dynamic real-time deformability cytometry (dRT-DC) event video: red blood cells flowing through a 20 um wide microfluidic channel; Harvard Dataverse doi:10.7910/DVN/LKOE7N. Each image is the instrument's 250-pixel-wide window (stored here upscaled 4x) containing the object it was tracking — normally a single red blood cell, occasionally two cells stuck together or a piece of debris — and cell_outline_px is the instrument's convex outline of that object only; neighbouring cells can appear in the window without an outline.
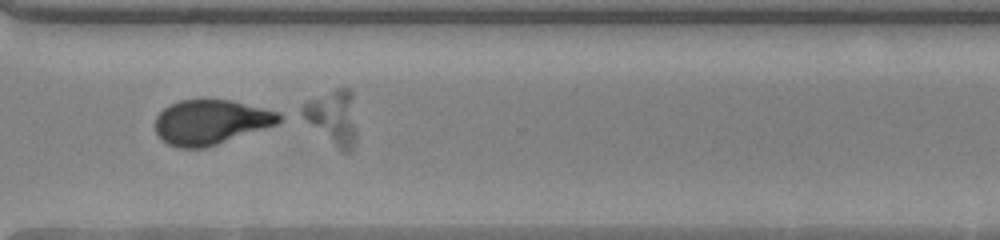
{"species": "human", "species_latin": "Homo sapiens", "temperature_condition": "warm", "stored_images_in_passage": 53, "segment_of_instrument_passage": [2, 2], "camera_frame_rate_fps": 3000, "um_per_image_px": 0.085, "donor": {"sex": "female"}, "frame": {"image": 1, "passage_image": 40, "time_ms": 13.0, "image_size_px": [1000, 240], "cell_outline_px": [[280, 120], [276, 124], [204, 148], [180, 148], [168, 144], [156, 132], [156, 116], [168, 104], [180, 100], [232, 100], [280, 112]], "centroid_in_image_um": [17.89, 10.36], "position_along_channel_um": 352.7, "area_um2": 31.85}}
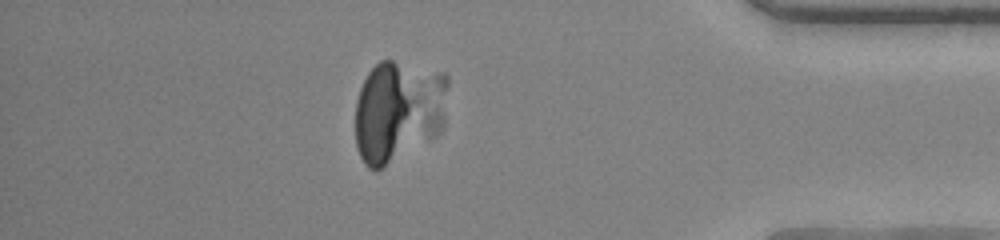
{"frame": {"image": 2, "passage_image": 46, "time_ms": 15.0, "image_size_px": [1000, 240], "cell_outline_px": [[448, 84], [444, 128], [436, 136], [376, 172], [368, 168], [364, 164], [356, 148], [356, 100], [360, 88], [368, 72], [380, 60], [392, 60], [444, 72], [448, 76]], "centroid_in_image_um": [33.86, 9.45], "position_along_channel_um": 401.3, "area_um2": 55.89}}